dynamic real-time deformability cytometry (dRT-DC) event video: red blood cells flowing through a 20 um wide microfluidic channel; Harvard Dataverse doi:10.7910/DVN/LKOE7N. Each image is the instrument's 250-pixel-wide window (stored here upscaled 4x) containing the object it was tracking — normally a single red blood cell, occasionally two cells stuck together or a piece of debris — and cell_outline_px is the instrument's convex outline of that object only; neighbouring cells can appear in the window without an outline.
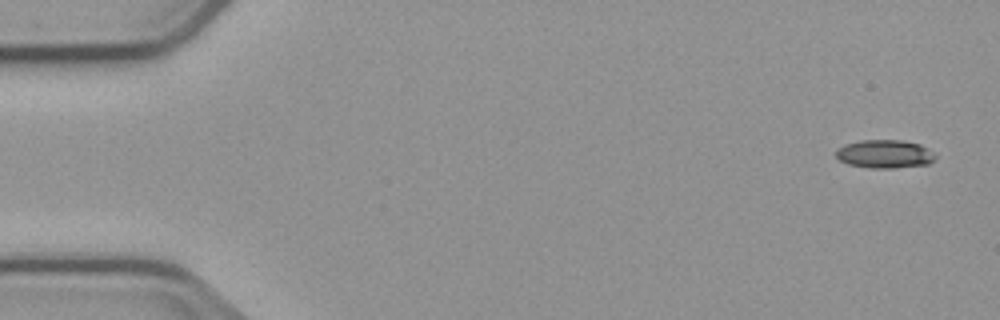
{"species": "common noctule bat (a hibernating species)", "species_latin": "Nyctalus noctula", "temperature_condition": "cold", "stored_images_in_passage": 4, "camera_frame_rate_fps": 3000, "um_per_image_px": 0.085, "animal": {"sex": "male", "body_mass_g": 23.1, "forearm_length_mm": 52.7}, "frame": {"image": 1, "passage_image": 1, "time_ms": 0.0, "image_size_px": [1000, 320], "cell_outline_px": [[936, 160], [928, 164], [892, 168], [872, 168], [848, 164], [840, 160], [836, 156], [836, 148], [844, 144], [860, 140], [900, 140], [920, 144], [936, 156]], "centroid_in_image_um": [75.17, 13.08], "position_along_channel_um": 9.8, "area_um2": 16.36}}
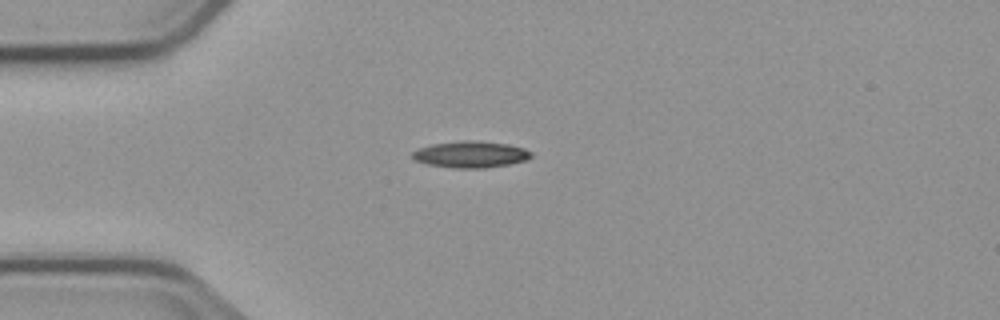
{"frame": {"image": 2, "passage_image": 4, "time_ms": 4.0, "image_size_px": [1000, 320], "cell_outline_px": [[532, 156], [528, 160], [508, 164], [484, 168], [452, 168], [428, 164], [412, 160], [412, 152], [416, 148], [432, 144], [460, 140], [476, 140], [508, 144], [524, 148], [532, 152]], "centroid_in_image_um": [39.98, 13.11], "position_along_channel_um": 45.0, "area_um2": 18.61}}